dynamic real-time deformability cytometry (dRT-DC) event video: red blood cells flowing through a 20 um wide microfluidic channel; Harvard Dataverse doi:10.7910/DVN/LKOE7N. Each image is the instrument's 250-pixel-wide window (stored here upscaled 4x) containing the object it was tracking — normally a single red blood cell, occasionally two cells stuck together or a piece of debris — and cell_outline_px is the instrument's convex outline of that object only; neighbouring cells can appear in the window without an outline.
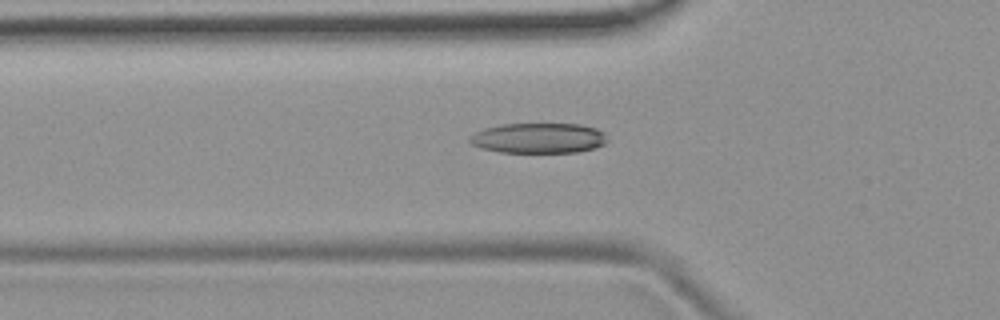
{"species": "common noctule bat (a hibernating species)", "species_latin": "Nyctalus noctula", "temperature_condition": "room temperature", "stored_images_in_passage": 38, "camera_frame_rate_fps": 3000, "um_per_image_px": 0.085, "animal": {"sex": "female", "body_mass_g": 19.9}, "frame": {"image": 1, "passage_image": 3, "time_ms": 0.667, "image_size_px": [1000, 320], "cell_outline_px": [[608, 140], [604, 144], [596, 148], [576, 152], [500, 152], [484, 148], [472, 144], [468, 140], [468, 136], [484, 128], [504, 124], [580, 124], [596, 128], [604, 132]], "centroid_in_image_um": [45.8, 11.73], "position_along_channel_um": 80.0, "area_um2": 24.22}}
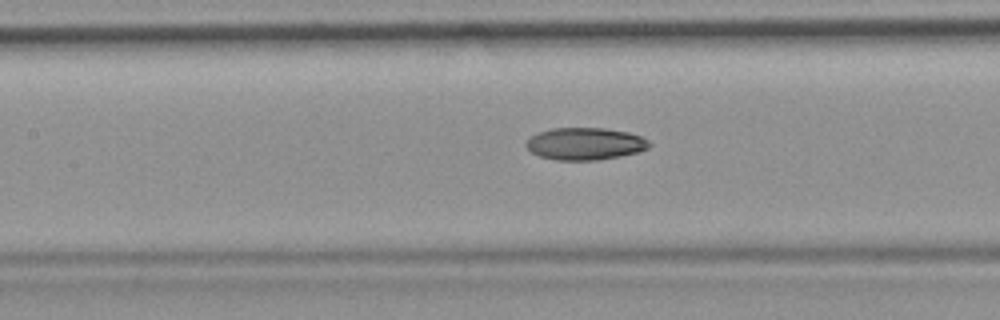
{"frame": {"image": 2, "passage_image": 9, "time_ms": 2.667, "image_size_px": [1000, 320], "cell_outline_px": [[652, 144], [648, 148], [640, 152], [620, 156], [596, 160], [556, 160], [540, 156], [532, 152], [524, 144], [532, 136], [540, 132], [552, 128], [604, 128], [628, 132], [640, 136], [648, 140]], "centroid_in_image_um": [49.76, 12.22], "position_along_channel_um": 157.6, "area_um2": 23.06}}
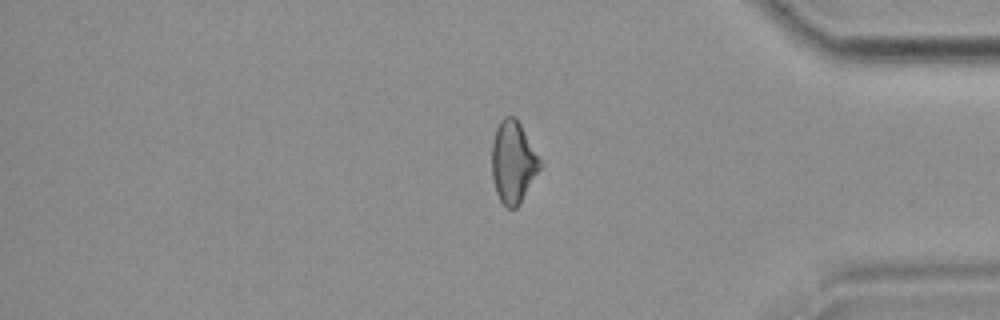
{"frame": {"image": 3, "passage_image": 29, "time_ms": 9.333, "image_size_px": [1000, 320], "cell_outline_px": [[540, 168], [516, 208], [508, 208], [500, 200], [496, 192], [492, 176], [492, 144], [496, 128], [500, 120], [504, 116], [516, 116], [540, 156]], "centroid_in_image_um": [43.61, 13.72], "position_along_channel_um": 391.6, "area_um2": 22.83}, "authors_computed_cell_mechanics": {"area_um2": 23.0622, "velocity_mm_per_s": 3.8464, "shape_relaxation_time_tau1_ms": null, "shape_relaxation_time_tau2_ms": 9.1997, "deformation_change_tau1": null, "deformation_change_tau2": 0.1741}}